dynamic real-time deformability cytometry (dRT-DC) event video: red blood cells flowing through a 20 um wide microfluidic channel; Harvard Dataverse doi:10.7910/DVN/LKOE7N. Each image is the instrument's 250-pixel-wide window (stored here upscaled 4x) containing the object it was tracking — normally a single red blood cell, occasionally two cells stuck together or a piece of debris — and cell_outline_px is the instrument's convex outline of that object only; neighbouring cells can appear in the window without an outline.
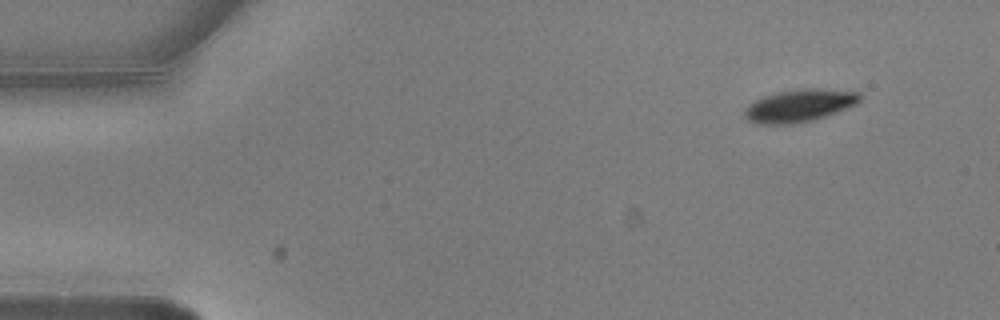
{"species": "common noctule bat (a hibernating species)", "species_latin": "Nyctalus noctula", "temperature_condition": "warm", "stored_images_in_passage": 4, "camera_frame_rate_fps": 3000, "um_per_image_px": 0.085, "animal": {"sex": "male", "body_mass_g": 20.5, "forearm_length_mm": 52.5}, "frame": {"image": 1, "passage_image": 1, "time_ms": 0.0, "image_size_px": [1000, 320], "cell_outline_px": [[860, 100], [856, 104], [836, 112], [812, 120], [792, 124], [756, 124], [748, 120], [744, 116], [744, 112], [748, 104], [764, 96], [776, 92], [800, 88], [816, 88], [860, 92]], "centroid_in_image_um": [67.92, 8.97], "position_along_channel_um": 17.1, "area_um2": 21.79}}
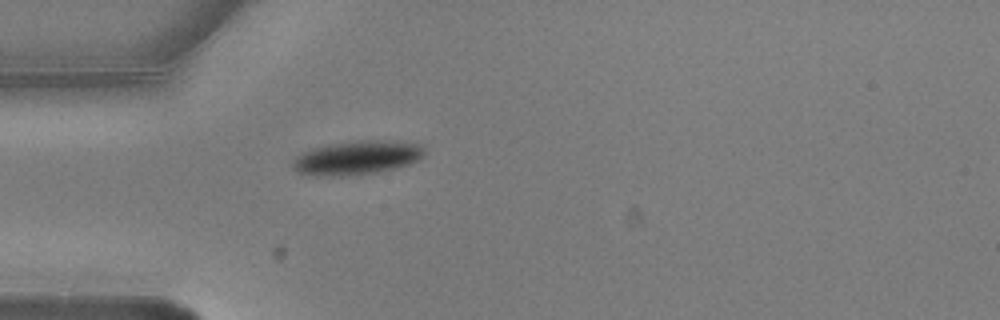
{"frame": {"image": 2, "passage_image": 4, "time_ms": 1.0, "image_size_px": [1000, 320], "cell_outline_px": [[424, 156], [408, 164], [396, 168], [376, 172], [348, 176], [316, 176], [296, 172], [292, 168], [292, 160], [296, 156], [312, 148], [328, 144], [360, 140], [400, 140], [424, 144]], "centroid_in_image_um": [30.36, 13.39], "position_along_channel_um": 54.6, "area_um2": 26.47}}